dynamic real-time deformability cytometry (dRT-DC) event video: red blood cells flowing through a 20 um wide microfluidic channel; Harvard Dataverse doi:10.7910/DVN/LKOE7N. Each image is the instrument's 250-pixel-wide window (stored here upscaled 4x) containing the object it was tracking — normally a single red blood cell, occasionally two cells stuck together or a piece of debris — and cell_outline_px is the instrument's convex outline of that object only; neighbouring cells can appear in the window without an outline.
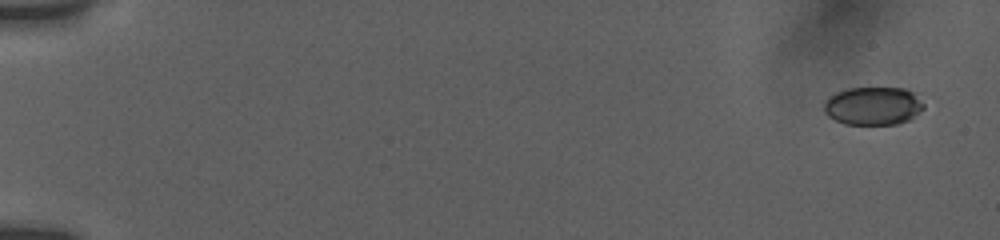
{"species": "human", "species_latin": "Homo sapiens", "temperature_condition": "room temperature", "stored_images_in_passage": 31, "camera_frame_rate_fps": 3000, "um_per_image_px": 0.085, "donor": {"sex": "female"}, "frame": {"image": 1, "passage_image": 1, "time_ms": 0.0, "image_size_px": [1000, 240], "cell_outline_px": [[924, 108], [908, 120], [896, 124], [844, 124], [828, 116], [824, 112], [824, 104], [828, 96], [836, 92], [848, 88], [904, 88], [912, 92], [924, 104]], "centroid_in_image_um": [74.18, 9.0], "position_along_channel_um": 10.8, "area_um2": 22.08}}
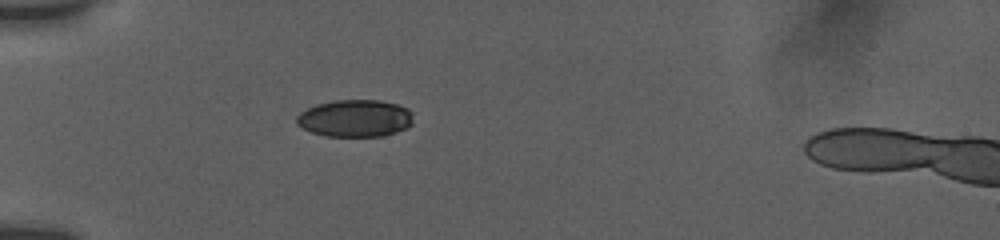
{"frame": {"image": 2, "passage_image": 22, "time_ms": 5.333, "image_size_px": [1000, 240], "cell_outline_px": [[412, 124], [408, 128], [384, 136], [324, 136], [312, 132], [296, 124], [296, 116], [300, 112], [316, 104], [336, 100], [380, 100], [396, 104], [408, 108], [412, 112]], "centroid_in_image_um": [30.2, 10.05], "position_along_channel_um": 54.8, "area_um2": 25.43}}
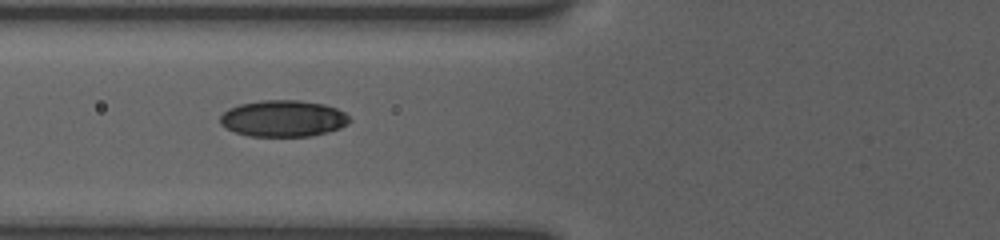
{"frame": {"image": 3, "passage_image": 30, "time_ms": 7.0, "image_size_px": [1000, 240], "cell_outline_px": [[352, 120], [348, 124], [340, 128], [312, 136], [248, 136], [236, 132], [220, 124], [220, 116], [228, 108], [240, 104], [260, 100], [300, 100], [324, 104], [336, 108], [344, 112]], "centroid_in_image_um": [24.08, 10.06], "position_along_channel_um": 101.7, "area_um2": 27.57}}